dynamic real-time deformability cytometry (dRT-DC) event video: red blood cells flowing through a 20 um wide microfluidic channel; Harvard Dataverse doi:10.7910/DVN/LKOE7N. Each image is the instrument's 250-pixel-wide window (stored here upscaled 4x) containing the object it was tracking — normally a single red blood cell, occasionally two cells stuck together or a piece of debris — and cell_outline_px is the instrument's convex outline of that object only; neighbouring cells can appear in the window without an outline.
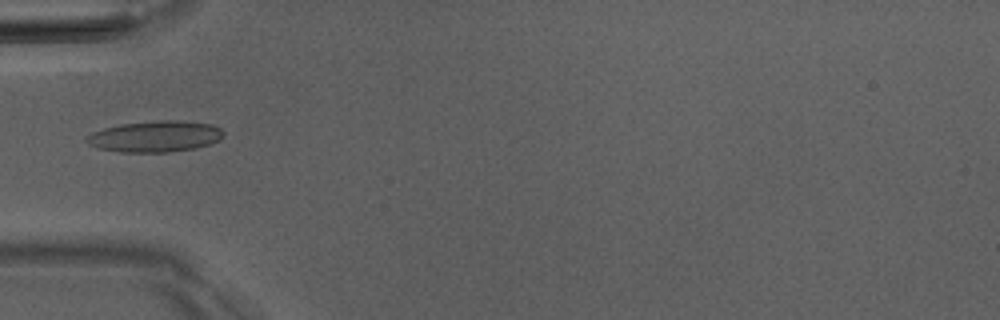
{"species": "Egyptian fruit bat (a non-hibernating species)", "species_latin": "Rousettus aegyptiacus", "temperature_condition": "room temperature", "stored_images_in_passage": 5, "camera_frame_rate_fps": 3000, "um_per_image_px": 0.085, "animal": {"sex": "male"}, "frame": {"image": 1, "passage_image": 5, "time_ms": 5.333, "image_size_px": [1000, 320], "cell_outline_px": [[224, 132], [220, 140], [208, 144], [192, 148], [164, 152], [120, 152], [100, 148], [88, 144], [84, 140], [92, 132], [104, 128], [120, 124], [160, 120], [176, 120], [212, 124], [220, 128]], "centroid_in_image_um": [13.17, 11.59], "position_along_channel_um": 71.8, "area_um2": 24.62}}